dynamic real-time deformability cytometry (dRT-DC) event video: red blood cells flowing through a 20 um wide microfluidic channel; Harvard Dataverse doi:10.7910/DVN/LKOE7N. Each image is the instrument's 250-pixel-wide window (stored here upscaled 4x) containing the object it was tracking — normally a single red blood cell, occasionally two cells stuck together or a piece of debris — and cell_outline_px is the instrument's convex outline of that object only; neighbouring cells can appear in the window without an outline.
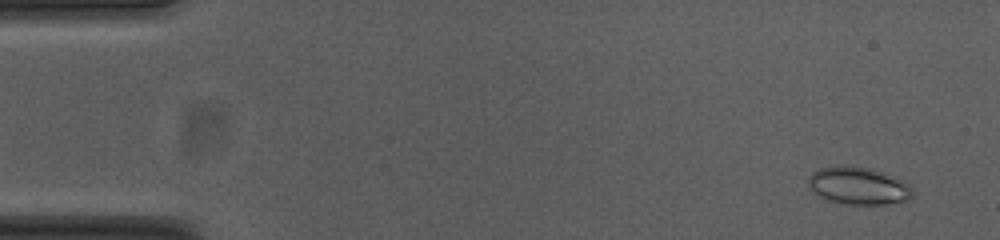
{"species": "common noctule bat (a hibernating species)", "species_latin": "Nyctalus noctula", "temperature_condition": "cold", "stored_images_in_passage": 54, "camera_frame_rate_fps": 3000, "um_per_image_px": 0.085, "animal": {"sex": "female", "body_mass_g": 23.0, "forearm_length_mm": 53.4}, "frame": {"image": 1, "passage_image": 3, "time_ms": 0.667, "image_size_px": [1000, 240], "cell_outline_px": [[912, 196], [908, 200], [888, 204], [848, 204], [828, 200], [820, 196], [808, 184], [808, 176], [812, 172], [820, 168], [836, 164], [852, 164], [872, 168], [896, 176], [908, 184], [912, 188]], "centroid_in_image_um": [72.97, 15.75], "position_along_channel_um": 12.0, "area_um2": 23.18}}
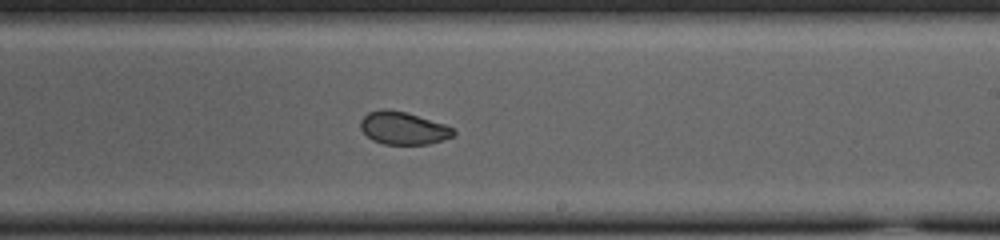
{"frame": {"image": 2, "passage_image": 32, "time_ms": 10.333, "image_size_px": [1000, 240], "cell_outline_px": [[456, 132], [452, 136], [428, 144], [384, 144], [372, 140], [360, 128], [360, 120], [368, 112], [380, 108], [388, 108], [408, 112], [444, 124], [452, 128]], "centroid_in_image_um": [34.23, 10.86], "position_along_channel_um": 254.8, "area_um2": 17.74}}
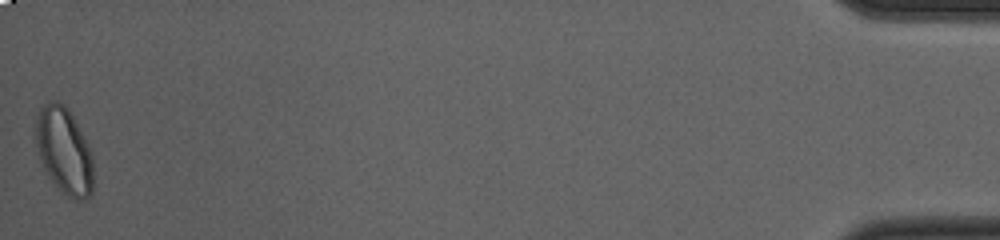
{"frame": {"image": 3, "passage_image": 54, "time_ms": 17.667, "image_size_px": [1000, 240], "cell_outline_px": [[92, 192], [84, 200], [76, 200], [60, 192], [52, 180], [40, 160], [36, 144], [36, 116], [40, 108], [48, 100], [56, 100], [64, 104], [68, 108], [92, 156]], "centroid_in_image_um": [5.42, 12.81], "position_along_channel_um": 429.8, "area_um2": 28.55}, "authors_computed_cell_mechanics": {"area_um2": 20.4323, "velocity_mm_per_s": 3.7402, "shape_relaxation_time_tau1_ms": null, "shape_relaxation_time_tau2_ms": 1.3851, "deformation_change_tau1": null, "deformation_change_tau2": 0.0467}}